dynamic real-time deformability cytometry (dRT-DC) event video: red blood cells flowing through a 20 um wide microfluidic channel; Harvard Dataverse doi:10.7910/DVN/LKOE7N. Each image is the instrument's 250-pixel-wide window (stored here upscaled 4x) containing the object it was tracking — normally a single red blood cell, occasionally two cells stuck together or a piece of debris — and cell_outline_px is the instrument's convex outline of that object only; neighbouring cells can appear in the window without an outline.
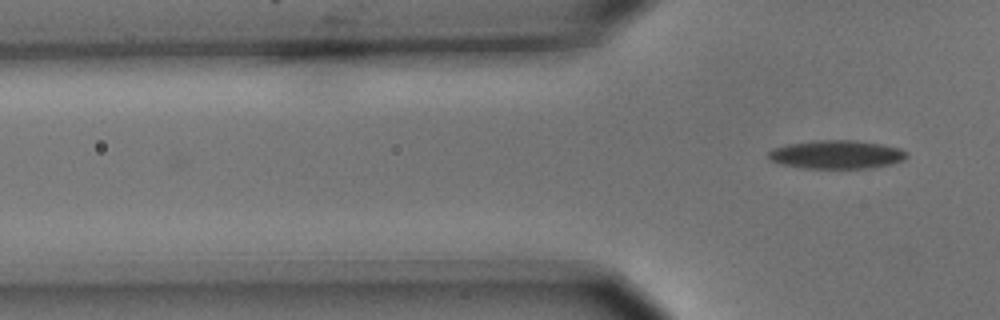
{"species": "common noctule bat (a hibernating species)", "species_latin": "Nyctalus noctula", "temperature_condition": "cold", "stored_images_in_passage": 5, "camera_frame_rate_fps": 3000, "um_per_image_px": 0.085, "animal": {"sex": "male", "body_mass_g": 15.6}, "frame": {"image": 1, "passage_image": 5, "time_ms": 1.333, "image_size_px": [1000, 320], "cell_outline_px": [[908, 156], [904, 160], [888, 164], [868, 168], [804, 168], [780, 164], [768, 160], [768, 152], [772, 148], [788, 144], [812, 140], [856, 140], [880, 144], [900, 148], [908, 152]], "centroid_in_image_um": [71.07, 13.13], "position_along_channel_um": 54.7, "area_um2": 23.06}}